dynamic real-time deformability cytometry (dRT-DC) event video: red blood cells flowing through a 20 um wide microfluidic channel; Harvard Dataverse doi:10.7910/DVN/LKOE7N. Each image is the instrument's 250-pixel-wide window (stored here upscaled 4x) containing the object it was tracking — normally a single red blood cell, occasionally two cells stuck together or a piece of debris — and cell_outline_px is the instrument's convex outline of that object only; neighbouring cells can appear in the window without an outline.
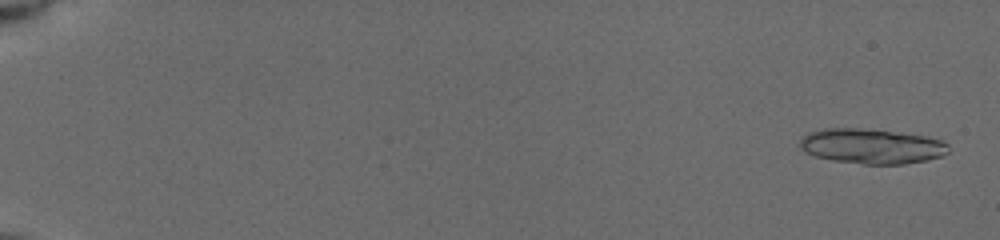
{"species": "common noctule bat (a hibernating species)", "species_latin": "Nyctalus noctula", "temperature_condition": "cold", "stored_images_in_passage": 30, "segment_of_instrument_passage": [1, 2], "camera_frame_rate_fps": 3000, "um_per_image_px": 0.085, "animal": {"sex": "female", "body_mass_g": 19.5, "forearm_length_mm": 54.1}, "frame": {"image": 1, "passage_image": 2, "time_ms": 0.333, "image_size_px": [1000, 240], "cell_outline_px": [[948, 152], [944, 156], [904, 164], [864, 164], [832, 160], [816, 156], [800, 148], [800, 140], [808, 132], [824, 128], [860, 128], [924, 136], [940, 140], [948, 144]], "centroid_in_image_um": [74.08, 12.43], "position_along_channel_um": 10.9, "area_um2": 30.0}}
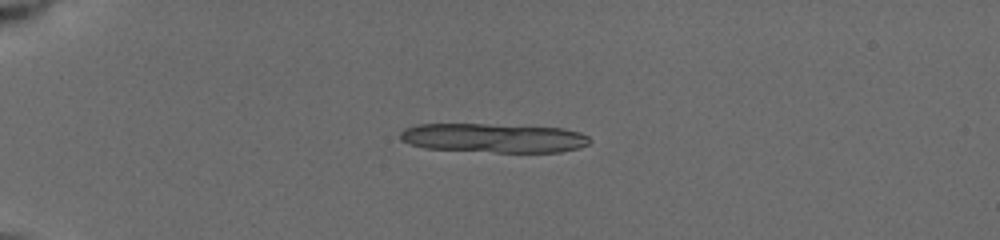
{"frame": {"image": 2, "passage_image": 12, "time_ms": 4.667, "image_size_px": [1000, 240], "cell_outline_px": [[592, 140], [588, 144], [580, 148], [560, 152], [496, 152], [424, 148], [408, 144], [400, 140], [400, 132], [404, 128], [416, 124], [484, 124], [564, 128], [580, 132], [588, 136]], "centroid_in_image_um": [41.95, 11.73], "position_along_channel_um": 43.0, "area_um2": 32.43}}